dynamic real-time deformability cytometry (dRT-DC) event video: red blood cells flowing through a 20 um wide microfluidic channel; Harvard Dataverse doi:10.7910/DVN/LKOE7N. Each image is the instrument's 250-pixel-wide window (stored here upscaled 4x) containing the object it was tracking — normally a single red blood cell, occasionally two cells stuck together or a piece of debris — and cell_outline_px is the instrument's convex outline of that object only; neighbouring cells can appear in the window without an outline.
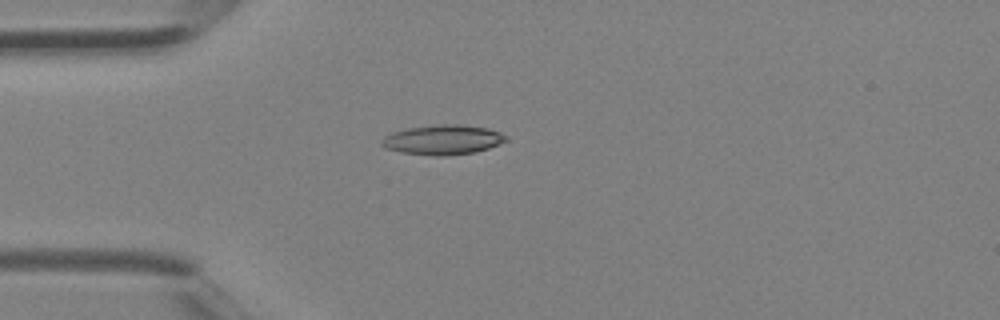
{"species": "Egyptian fruit bat (a non-hibernating species)", "species_latin": "Rousettus aegyptiacus", "temperature_condition": "room temperature", "stored_images_in_passage": 3, "camera_frame_rate_fps": 3000, "um_per_image_px": 0.085, "animal": {"sex": "female"}, "frame": {"image": 1, "passage_image": 3, "time_ms": 0.667, "image_size_px": [1000, 320], "cell_outline_px": [[508, 140], [500, 144], [476, 152], [444, 156], [436, 156], [400, 152], [384, 148], [380, 144], [380, 140], [392, 132], [408, 128], [440, 124], [460, 124], [488, 128], [500, 132], [508, 136]], "centroid_in_image_um": [37.65, 11.88], "position_along_channel_um": 47.3, "area_um2": 21.73}}